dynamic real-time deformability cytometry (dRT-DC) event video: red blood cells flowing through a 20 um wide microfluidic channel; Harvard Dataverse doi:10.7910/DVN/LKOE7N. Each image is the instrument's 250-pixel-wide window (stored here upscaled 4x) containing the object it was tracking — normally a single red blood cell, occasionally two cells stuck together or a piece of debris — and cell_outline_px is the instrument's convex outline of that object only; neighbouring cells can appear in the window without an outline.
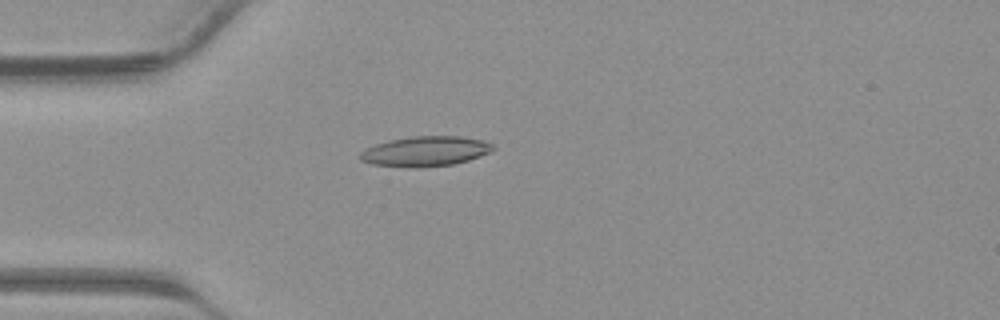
{"species": "common noctule bat (a hibernating species)", "species_latin": "Nyctalus noctula", "temperature_condition": "warm", "stored_images_in_passage": 37, "camera_frame_rate_fps": 3000, "um_per_image_px": 0.085, "animal": {"sex": "male", "body_mass_g": 23.1, "forearm_length_mm": 52.7}, "frame": {"image": 1, "passage_image": 8, "time_ms": 2.333, "image_size_px": [1000, 320], "cell_outline_px": [[496, 148], [492, 152], [468, 160], [452, 164], [416, 168], [408, 168], [372, 164], [360, 160], [360, 152], [376, 144], [388, 140], [412, 136], [460, 136], [484, 140], [492, 144]], "centroid_in_image_um": [36.18, 12.86], "position_along_channel_um": 48.8, "area_um2": 23.35}}
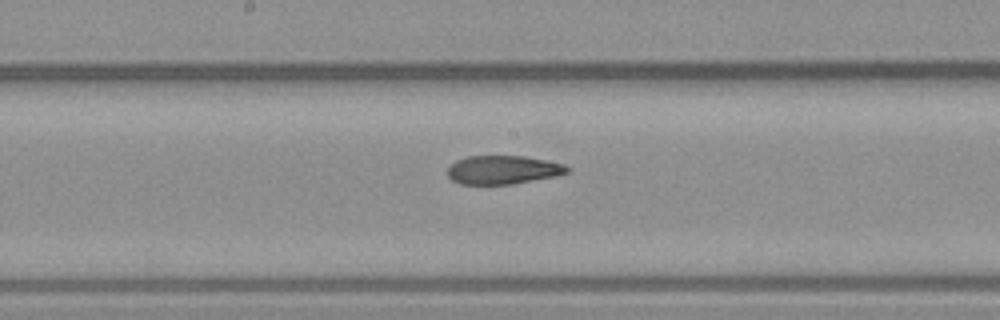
{"frame": {"image": 2, "passage_image": 18, "time_ms": 5.667, "image_size_px": [1000, 320], "cell_outline_px": [[572, 168], [568, 172], [556, 176], [512, 184], [460, 184], [452, 180], [448, 176], [448, 168], [456, 160], [468, 156], [524, 156], [564, 164]], "centroid_in_image_um": [42.76, 14.44], "position_along_channel_um": 205.4, "area_um2": 19.88}}
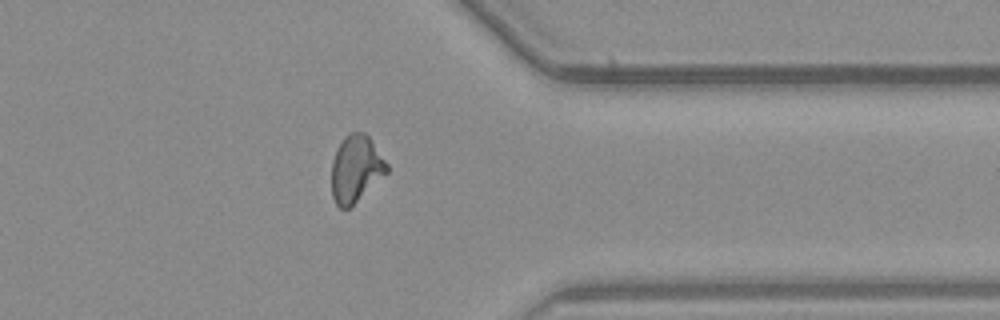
{"frame": {"image": 3, "passage_image": 29, "time_ms": 9.333, "image_size_px": [1000, 320], "cell_outline_px": [[388, 172], [348, 208], [340, 208], [336, 204], [332, 196], [332, 160], [344, 136], [352, 132], [364, 132], [368, 136], [388, 164]], "centroid_in_image_um": [30.24, 14.33], "position_along_channel_um": 381.2, "area_um2": 21.1}}